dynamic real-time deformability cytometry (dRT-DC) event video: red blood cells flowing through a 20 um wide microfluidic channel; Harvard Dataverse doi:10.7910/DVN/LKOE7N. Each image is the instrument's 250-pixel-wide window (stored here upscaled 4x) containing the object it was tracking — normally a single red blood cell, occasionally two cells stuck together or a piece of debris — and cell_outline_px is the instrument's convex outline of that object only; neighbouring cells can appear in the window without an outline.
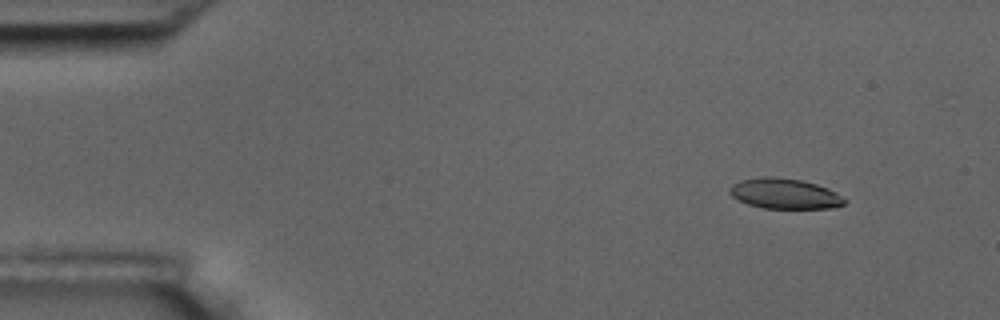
{"species": "common noctule bat (a hibernating species)", "species_latin": "Nyctalus noctula", "temperature_condition": "room temperature", "stored_images_in_passage": 4, "camera_frame_rate_fps": 3000, "um_per_image_px": 0.085, "animal": {"sex": "male", "body_mass_g": 17.5, "forearm_length_mm": 52.3}, "frame": {"image": 1, "passage_image": 1, "time_ms": 0.0, "image_size_px": [1000, 320], "cell_outline_px": [[848, 200], [844, 204], [832, 208], [764, 208], [748, 204], [732, 196], [728, 188], [732, 184], [740, 180], [764, 176], [772, 176], [800, 180], [816, 184], [828, 188], [836, 192]], "centroid_in_image_um": [66.71, 16.45], "position_along_channel_um": 18.3, "area_um2": 20.29}}
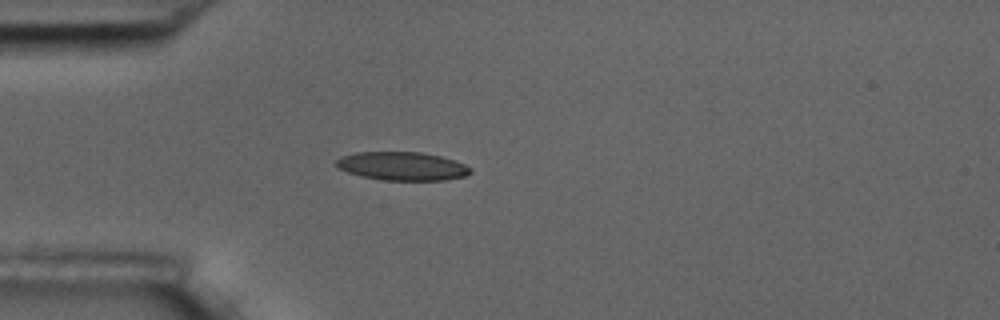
{"frame": {"image": 2, "passage_image": 4, "time_ms": 3.333, "image_size_px": [1000, 320], "cell_outline_px": [[472, 172], [464, 176], [444, 180], [384, 180], [364, 176], [348, 172], [336, 168], [336, 160], [340, 156], [356, 152], [420, 152], [440, 156], [464, 164], [472, 168]], "centroid_in_image_um": [34.17, 14.11], "position_along_channel_um": 50.8, "area_um2": 22.14}}